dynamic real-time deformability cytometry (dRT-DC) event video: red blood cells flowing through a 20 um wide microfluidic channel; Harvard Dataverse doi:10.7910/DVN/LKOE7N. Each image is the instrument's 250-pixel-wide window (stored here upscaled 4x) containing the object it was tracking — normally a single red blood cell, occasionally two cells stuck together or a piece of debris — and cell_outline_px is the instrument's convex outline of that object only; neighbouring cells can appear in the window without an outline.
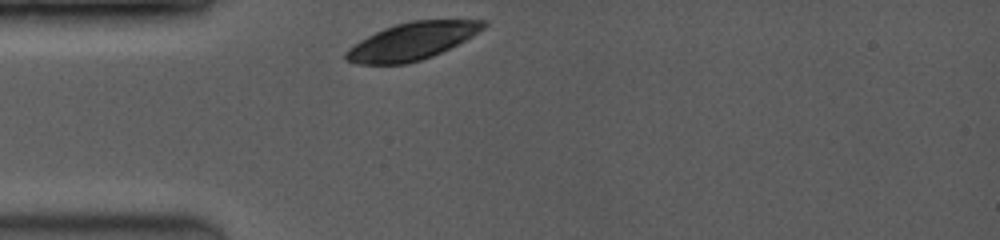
{"species": "common noctule bat (a hibernating species)", "species_latin": "Nyctalus noctula", "temperature_condition": "room temperature", "stored_images_in_passage": 2, "camera_frame_rate_fps": 3500, "um_per_image_px": 0.085, "animal": {"sex": "female", "body_mass_g": 19.0, "forearm_length_mm": 53.3}, "frame": {"image": 1, "passage_image": 1, "time_ms": 0.0, "image_size_px": [1000, 240], "cell_outline_px": [[488, 24], [484, 28], [472, 36], [432, 56], [420, 60], [404, 64], [356, 64], [344, 60], [344, 52], [348, 48], [360, 40], [384, 28], [396, 24], [412, 20], [488, 20]], "centroid_in_image_um": [34.98, 3.5], "position_along_channel_um": 50.0, "area_um2": 29.65}}